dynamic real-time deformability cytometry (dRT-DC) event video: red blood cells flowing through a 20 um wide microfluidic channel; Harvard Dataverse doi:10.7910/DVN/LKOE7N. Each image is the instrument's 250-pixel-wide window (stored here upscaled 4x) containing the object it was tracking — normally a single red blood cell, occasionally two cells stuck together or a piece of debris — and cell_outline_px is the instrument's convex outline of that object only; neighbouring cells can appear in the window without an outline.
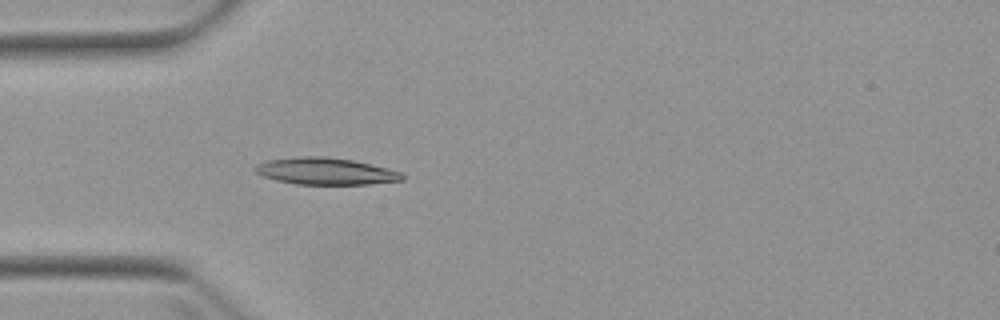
{"species": "Egyptian fruit bat (a non-hibernating species)", "species_latin": "Rousettus aegyptiacus", "temperature_condition": "warm", "stored_images_in_passage": 4, "camera_frame_rate_fps": 3000, "um_per_image_px": 0.085, "animal": {"sex": "female"}, "frame": {"image": 1, "passage_image": 4, "time_ms": 3.333, "image_size_px": [1000, 320], "cell_outline_px": [[404, 180], [368, 184], [296, 184], [276, 180], [264, 176], [256, 172], [252, 168], [256, 164], [268, 160], [296, 156], [324, 156], [352, 160], [400, 172], [404, 176]], "centroid_in_image_um": [27.61, 14.55], "position_along_channel_um": 57.4, "area_um2": 22.83}}